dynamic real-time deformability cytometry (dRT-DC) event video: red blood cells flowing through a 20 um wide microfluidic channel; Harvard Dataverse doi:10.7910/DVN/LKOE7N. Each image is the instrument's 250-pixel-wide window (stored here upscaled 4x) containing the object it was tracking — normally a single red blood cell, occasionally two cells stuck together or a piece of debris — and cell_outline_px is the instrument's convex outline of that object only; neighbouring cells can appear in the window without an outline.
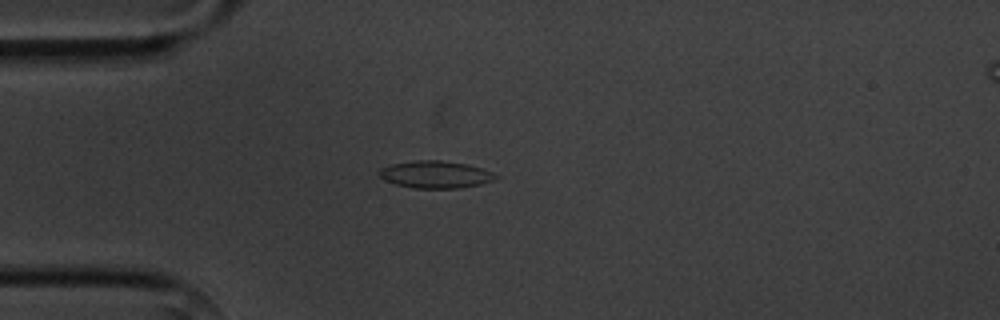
{"species": "common noctule bat (a hibernating species)", "species_latin": "Nyctalus noctula", "temperature_condition": "cold", "stored_images_in_passage": 3, "camera_frame_rate_fps": 3000, "um_per_image_px": 0.085, "animal": {"sex": "male", "body_mass_g": 20.1, "forearm_length_mm": 53.5}, "frame": {"image": 1, "passage_image": 2, "time_ms": 1.0, "image_size_px": [1000, 320], "cell_outline_px": [[500, 176], [492, 180], [480, 184], [460, 188], [416, 188], [396, 184], [384, 180], [380, 176], [380, 168], [392, 164], [416, 160], [440, 160], [468, 164], [492, 172]], "centroid_in_image_um": [37.02, 14.83], "position_along_channel_um": 48.0, "area_um2": 18.32}}